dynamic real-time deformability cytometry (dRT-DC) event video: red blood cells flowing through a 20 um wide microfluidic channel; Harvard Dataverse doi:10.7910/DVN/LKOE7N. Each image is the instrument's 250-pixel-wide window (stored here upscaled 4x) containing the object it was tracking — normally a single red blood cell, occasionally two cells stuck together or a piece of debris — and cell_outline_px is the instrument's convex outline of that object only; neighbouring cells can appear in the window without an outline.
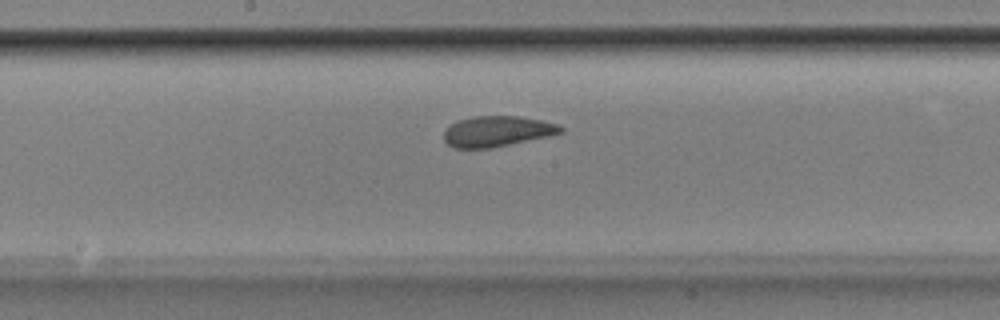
{"species": "Egyptian fruit bat (a non-hibernating species)", "species_latin": "Rousettus aegyptiacus", "temperature_condition": "room temperature", "stored_images_in_passage": 32, "camera_frame_rate_fps": 3000, "um_per_image_px": 0.085, "animal": {"sex": "male"}, "frame": {"image": 1, "passage_image": 16, "time_ms": 5.0, "image_size_px": [1000, 320], "cell_outline_px": [[564, 132], [548, 136], [492, 148], [456, 148], [448, 144], [444, 140], [444, 128], [456, 120], [472, 116], [516, 116], [540, 120], [556, 124], [564, 128]], "centroid_in_image_um": [42.21, 11.16], "position_along_channel_um": 206.0, "area_um2": 20.87}}
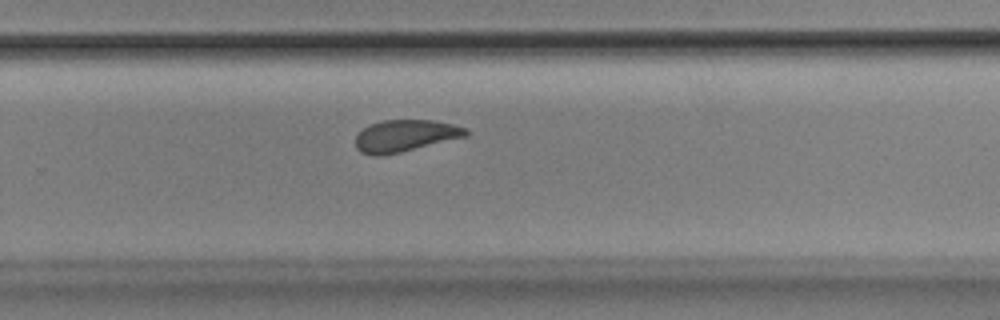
{"frame": {"image": 2, "passage_image": 23, "time_ms": 7.333, "image_size_px": [1000, 320], "cell_outline_px": [[468, 136], [400, 152], [376, 156], [360, 152], [356, 148], [356, 136], [368, 124], [384, 120], [436, 120], [468, 128]], "centroid_in_image_um": [34.46, 11.53], "position_along_channel_um": 295.3, "area_um2": 20.46}}
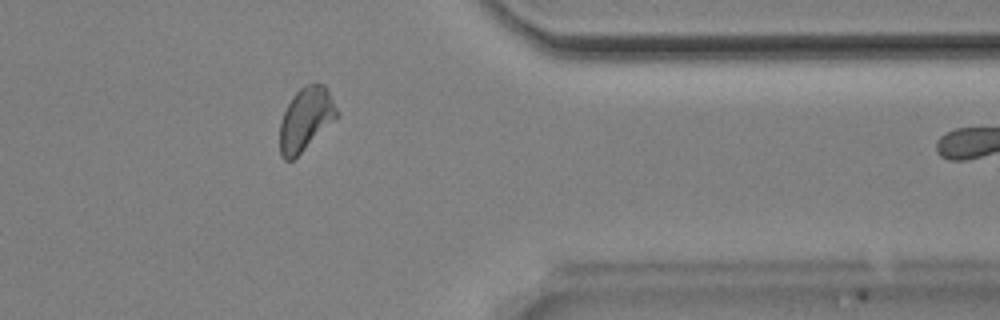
{"frame": {"image": 3, "passage_image": 31, "time_ms": 10.0, "image_size_px": [1000, 320], "cell_outline_px": [[340, 116], [292, 160], [284, 160], [280, 156], [280, 124], [284, 112], [292, 96], [304, 84], [316, 80], [324, 84], [340, 112]], "centroid_in_image_um": [26.02, 10.07], "position_along_channel_um": 385.4, "area_um2": 21.27}}